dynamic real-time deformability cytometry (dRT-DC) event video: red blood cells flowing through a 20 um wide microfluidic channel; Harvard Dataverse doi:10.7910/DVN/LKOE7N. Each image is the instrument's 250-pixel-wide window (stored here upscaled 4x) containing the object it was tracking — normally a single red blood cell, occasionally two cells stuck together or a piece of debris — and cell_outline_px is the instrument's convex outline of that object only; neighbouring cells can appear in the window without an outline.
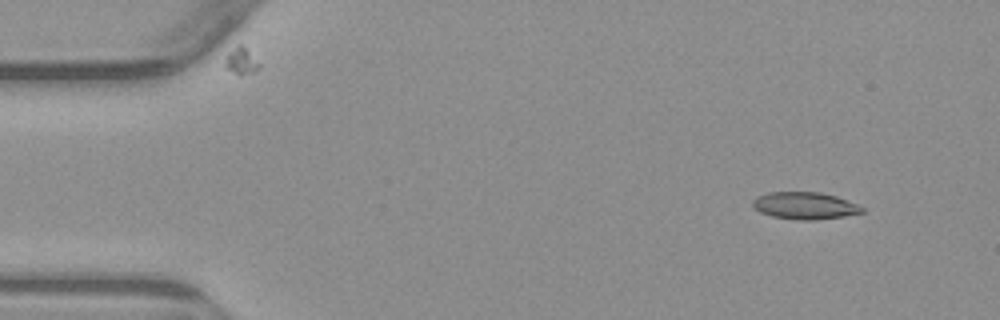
{"species": "common noctule bat (a hibernating species)", "species_latin": "Nyctalus noctula", "temperature_condition": "warm", "stored_images_in_passage": 6, "camera_frame_rate_fps": 3000, "um_per_image_px": 0.085, "animal": {"sex": "male", "body_mass_g": 23.1, "forearm_length_mm": 52.7}, "frame": {"image": 1, "passage_image": 2, "time_ms": 1.333, "image_size_px": [1000, 320], "cell_outline_px": [[864, 212], [844, 216], [816, 220], [796, 220], [772, 216], [760, 212], [752, 208], [752, 200], [756, 196], [768, 192], [820, 192], [836, 196], [856, 204], [864, 208]], "centroid_in_image_um": [68.36, 17.48], "position_along_channel_um": 16.6, "area_um2": 17.4}}
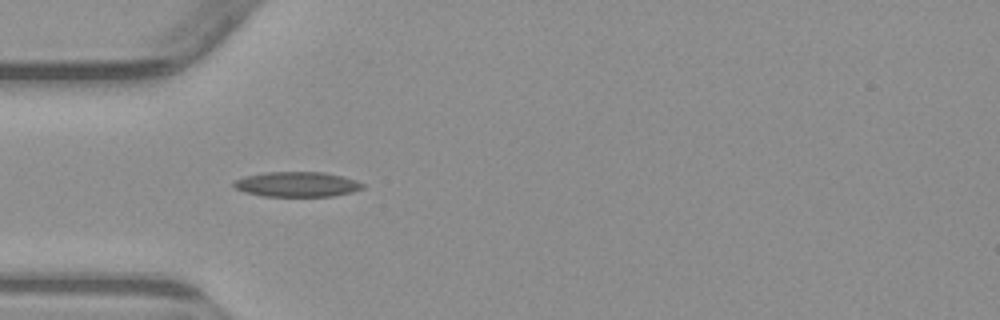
{"frame": {"image": 2, "passage_image": 5, "time_ms": 5.0, "image_size_px": [1000, 320], "cell_outline_px": [[364, 188], [352, 192], [332, 196], [264, 196], [244, 192], [236, 188], [232, 184], [232, 180], [244, 176], [264, 172], [324, 172], [344, 176], [356, 180], [364, 184]], "centroid_in_image_um": [25.23, 15.66], "position_along_channel_um": 59.8, "area_um2": 18.96}}
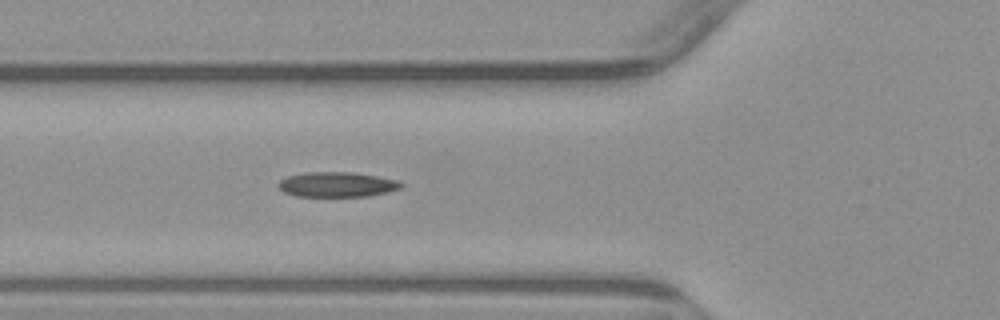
{"frame": {"image": 3, "passage_image": 6, "time_ms": 6.0, "image_size_px": [1000, 320], "cell_outline_px": [[404, 184], [400, 188], [388, 192], [368, 196], [296, 196], [284, 192], [276, 184], [280, 180], [288, 176], [308, 172], [352, 172], [400, 180]], "centroid_in_image_um": [28.66, 15.68], "position_along_channel_um": 97.1, "area_um2": 17.86}}